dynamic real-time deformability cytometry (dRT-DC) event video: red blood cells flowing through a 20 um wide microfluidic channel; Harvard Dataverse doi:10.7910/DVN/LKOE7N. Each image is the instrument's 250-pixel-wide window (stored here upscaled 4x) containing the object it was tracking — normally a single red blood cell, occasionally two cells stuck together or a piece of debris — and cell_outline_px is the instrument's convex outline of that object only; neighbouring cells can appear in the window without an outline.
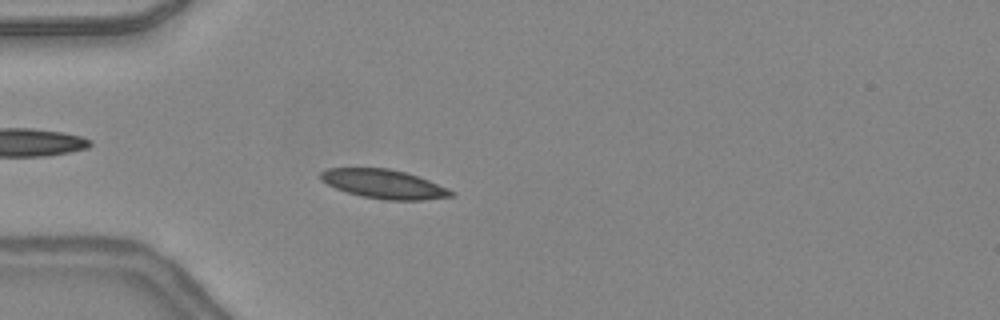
{"species": "common noctule bat (a hibernating species)", "species_latin": "Nyctalus noctula", "temperature_condition": "warm", "stored_images_in_passage": 41, "camera_frame_rate_fps": 3000, "um_per_image_px": 0.085, "animal": {"sex": "female", "body_mass_g": 24.6, "forearm_length_mm": 56.2}, "frame": {"image": 1, "passage_image": 7, "time_ms": 2.0, "image_size_px": [1000, 320], "cell_outline_px": [[456, 192], [452, 196], [420, 200], [384, 200], [360, 196], [336, 188], [320, 180], [320, 172], [328, 168], [388, 168], [404, 172], [428, 180], [448, 188]], "centroid_in_image_um": [32.61, 15.64], "position_along_channel_um": 52.4, "area_um2": 21.91}}
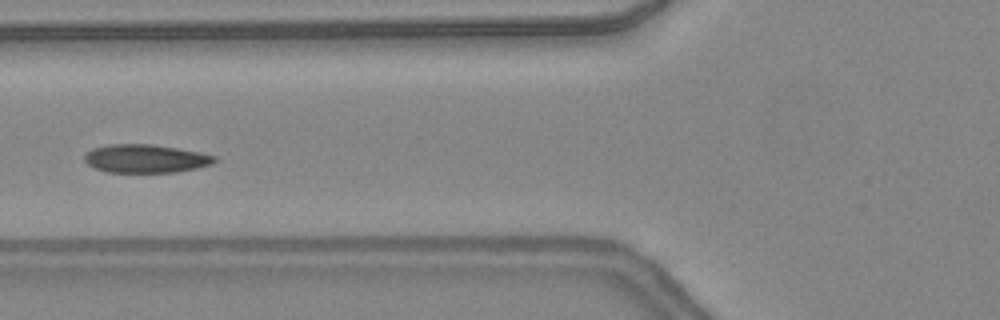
{"frame": {"image": 2, "passage_image": 12, "time_ms": 3.667, "image_size_px": [1000, 320], "cell_outline_px": [[220, 160], [212, 164], [196, 168], [176, 172], [108, 172], [96, 168], [88, 164], [84, 160], [84, 156], [92, 148], [108, 144], [152, 144], [200, 152], [216, 156]], "centroid_in_image_um": [12.41, 13.47], "position_along_channel_um": 113.4, "area_um2": 21.5}, "authors_computed_cell_mechanics": {"area_um2": 21.5016, "velocity_mm_per_s": 4.326, "shape_relaxation_time_tau1_ms": 2.1538, "shape_relaxation_time_tau2_ms": 2.4792, "deformation_change_tau1": 0.0878, "deformation_change_tau2": 0.0607}}